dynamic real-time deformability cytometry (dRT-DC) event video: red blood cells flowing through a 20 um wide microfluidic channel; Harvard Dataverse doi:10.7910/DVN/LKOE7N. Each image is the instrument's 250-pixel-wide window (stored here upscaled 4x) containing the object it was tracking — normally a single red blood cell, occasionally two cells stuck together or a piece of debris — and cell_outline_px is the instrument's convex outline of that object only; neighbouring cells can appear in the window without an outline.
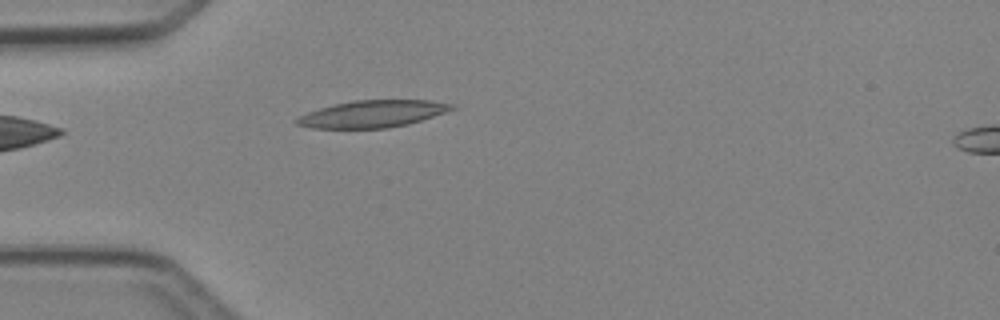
{"species": "Egyptian fruit bat (a non-hibernating species)", "species_latin": "Rousettus aegyptiacus", "temperature_condition": "cold", "stored_images_in_passage": 4, "camera_frame_rate_fps": 3000, "um_per_image_px": 0.085, "animal": {"sex": "female"}, "frame": {"image": 1, "passage_image": 3, "time_ms": 2.667, "image_size_px": [1000, 320], "cell_outline_px": [[456, 108], [408, 124], [388, 128], [312, 128], [296, 124], [292, 120], [308, 112], [320, 108], [352, 100], [428, 100], [452, 104]], "centroid_in_image_um": [31.62, 9.68], "position_along_channel_um": 53.4, "area_um2": 24.16}}